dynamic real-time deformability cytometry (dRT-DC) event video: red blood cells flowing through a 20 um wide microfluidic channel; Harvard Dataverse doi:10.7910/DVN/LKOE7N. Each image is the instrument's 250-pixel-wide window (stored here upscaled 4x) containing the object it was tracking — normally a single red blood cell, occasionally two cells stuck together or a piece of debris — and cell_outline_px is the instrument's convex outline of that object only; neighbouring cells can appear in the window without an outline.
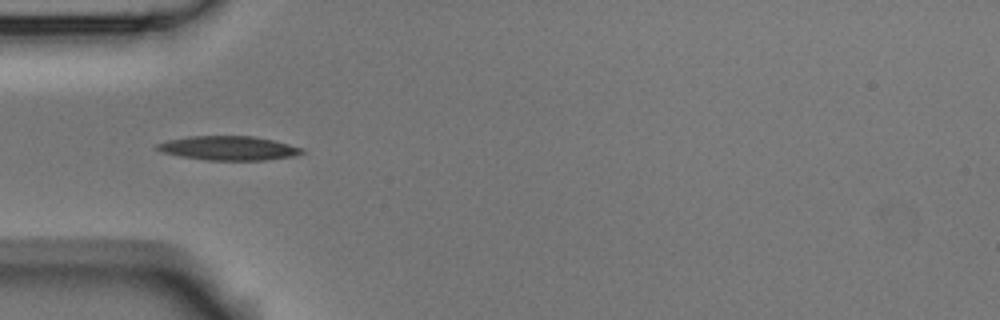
{"species": "Egyptian fruit bat (a non-hibernating species)", "species_latin": "Rousettus aegyptiacus", "temperature_condition": "room temperature", "stored_images_in_passage": 10, "camera_frame_rate_fps": 3000, "um_per_image_px": 0.085, "animal": {"sex": "male"}, "frame": {"image": 1, "passage_image": 4, "time_ms": 1.0, "image_size_px": [1000, 320], "cell_outline_px": [[304, 152], [296, 156], [264, 160], [208, 160], [180, 156], [160, 152], [156, 148], [156, 144], [168, 140], [188, 136], [252, 136], [272, 140], [304, 148]], "centroid_in_image_um": [19.42, 12.59], "position_along_channel_um": 65.6, "area_um2": 20.35}}
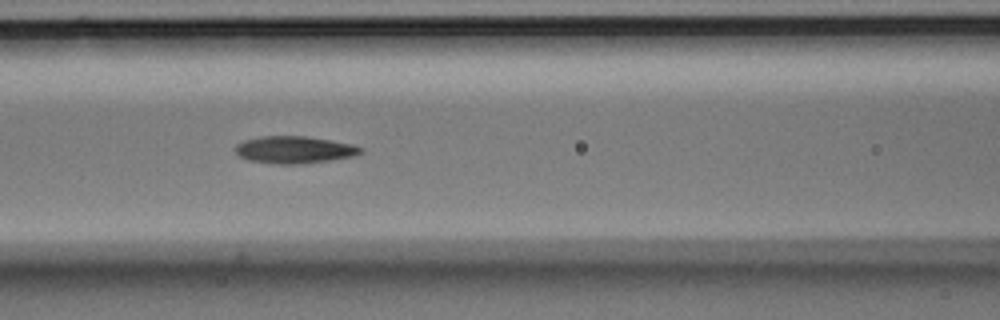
{"frame": {"image": 2, "passage_image": 6, "time_ms": 1.667, "image_size_px": [1000, 320], "cell_outline_px": [[364, 152], [352, 156], [328, 160], [296, 164], [280, 164], [248, 160], [240, 156], [236, 152], [236, 144], [244, 140], [260, 136], [304, 136], [332, 140], [352, 144], [364, 148]], "centroid_in_image_um": [25.03, 12.71], "position_along_channel_um": 141.6, "area_um2": 19.71}}
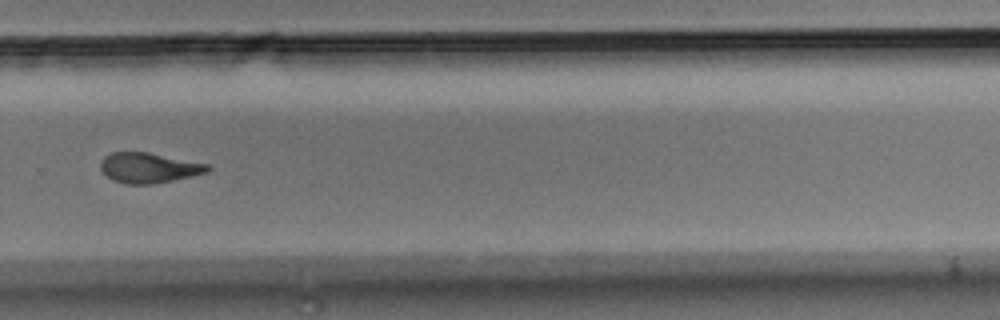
{"frame": {"image": 3, "passage_image": 10, "time_ms": 3.0, "image_size_px": [1000, 320], "cell_outline_px": [[212, 168], [208, 172], [172, 180], [152, 184], [128, 184], [112, 180], [100, 168], [100, 164], [104, 156], [112, 152], [148, 152], [208, 164]], "centroid_in_image_um": [12.64, 14.26], "position_along_channel_um": 317.2, "area_um2": 18.67}}